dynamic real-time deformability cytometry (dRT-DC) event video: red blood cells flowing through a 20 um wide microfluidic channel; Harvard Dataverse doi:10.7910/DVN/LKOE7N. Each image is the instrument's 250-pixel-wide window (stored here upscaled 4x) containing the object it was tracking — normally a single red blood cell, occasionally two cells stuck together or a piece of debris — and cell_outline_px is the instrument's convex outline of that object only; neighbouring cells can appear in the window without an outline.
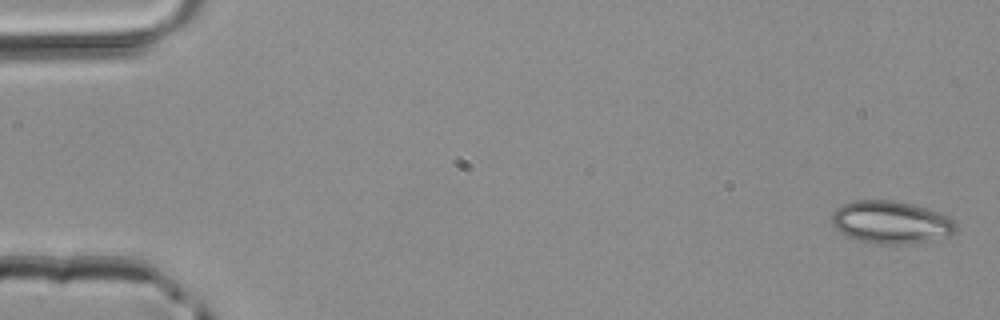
{"species": "common noctule bat (a hibernating species)", "species_latin": "Nyctalus noctula", "temperature_condition": "room temperature", "stored_images_in_passage": 3, "camera_frame_rate_fps": 3000, "um_per_image_px": 0.085, "animal": {"sex": "male", "body_mass_g": 20.4}, "frame": {"image": 1, "passage_image": 1, "time_ms": 0.0, "image_size_px": [1000, 320], "cell_outline_px": [[956, 232], [948, 236], [912, 244], [880, 244], [856, 240], [848, 236], [836, 228], [832, 224], [832, 212], [836, 208], [852, 200], [896, 200], [912, 204], [940, 212], [948, 216], [956, 224]], "centroid_in_image_um": [75.74, 18.89], "position_along_channel_um": 9.3, "area_um2": 30.98}}